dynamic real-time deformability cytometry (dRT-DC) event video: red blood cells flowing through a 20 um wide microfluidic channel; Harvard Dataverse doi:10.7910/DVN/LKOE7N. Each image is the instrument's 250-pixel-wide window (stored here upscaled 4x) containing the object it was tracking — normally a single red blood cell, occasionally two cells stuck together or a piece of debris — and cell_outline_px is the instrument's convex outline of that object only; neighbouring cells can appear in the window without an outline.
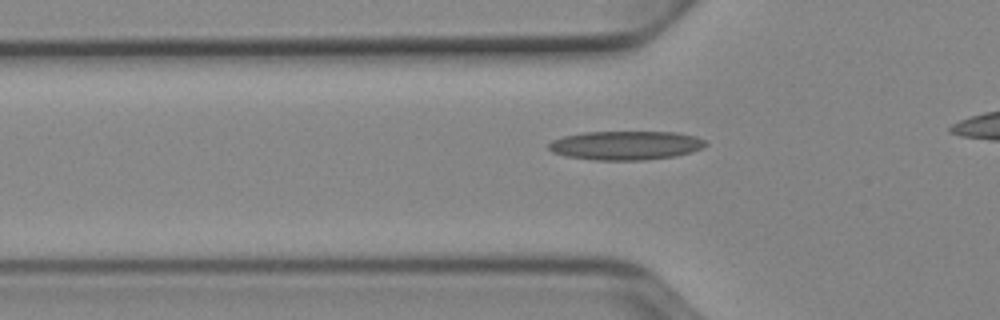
{"species": "Egyptian fruit bat (a non-hibernating species)", "species_latin": "Rousettus aegyptiacus", "temperature_condition": "cold", "stored_images_in_passage": 32, "camera_frame_rate_fps": 3000, "um_per_image_px": 0.085, "animal": {"sex": "female"}, "frame": {"image": 1, "passage_image": 7, "time_ms": 2.0, "image_size_px": [1000, 320], "cell_outline_px": [[708, 144], [692, 152], [676, 156], [644, 160], [592, 160], [564, 156], [552, 152], [548, 148], [548, 144], [552, 140], [564, 136], [584, 132], [676, 132], [696, 136], [704, 140]], "centroid_in_image_um": [53.17, 12.36], "position_along_channel_um": 72.6, "area_um2": 26.59}}
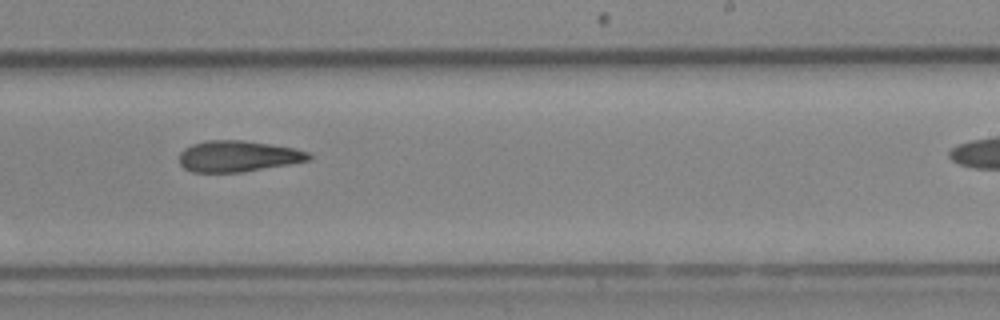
{"frame": {"image": 2, "passage_image": 22, "time_ms": 7.0, "image_size_px": [1000, 320], "cell_outline_px": [[312, 160], [244, 172], [192, 172], [184, 168], [180, 164], [180, 152], [184, 148], [192, 144], [208, 140], [244, 140], [296, 148], [308, 152], [312, 156]], "centroid_in_image_um": [20.25, 13.28], "position_along_channel_um": 268.8, "area_um2": 23.64}}
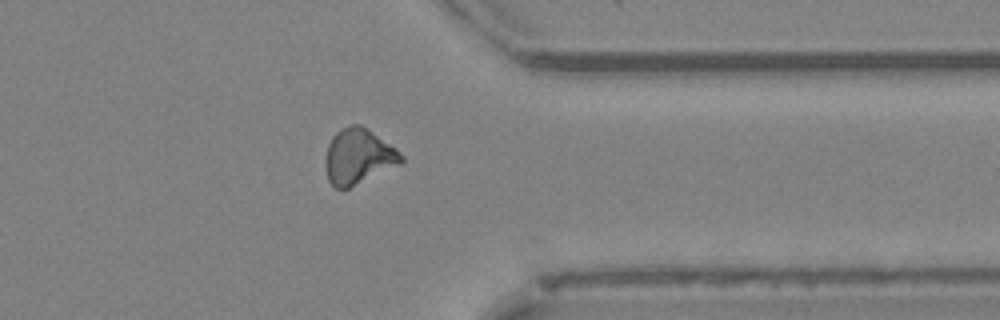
{"frame": {"image": 3, "passage_image": 31, "time_ms": 10.0, "image_size_px": [1000, 320], "cell_outline_px": [[404, 160], [400, 164], [348, 188], [336, 188], [328, 180], [324, 164], [324, 160], [328, 144], [332, 136], [336, 132], [348, 124], [360, 124], [368, 128], [396, 148], [404, 156]], "centroid_in_image_um": [30.45, 13.27], "position_along_channel_um": 381.0, "area_um2": 24.57}}